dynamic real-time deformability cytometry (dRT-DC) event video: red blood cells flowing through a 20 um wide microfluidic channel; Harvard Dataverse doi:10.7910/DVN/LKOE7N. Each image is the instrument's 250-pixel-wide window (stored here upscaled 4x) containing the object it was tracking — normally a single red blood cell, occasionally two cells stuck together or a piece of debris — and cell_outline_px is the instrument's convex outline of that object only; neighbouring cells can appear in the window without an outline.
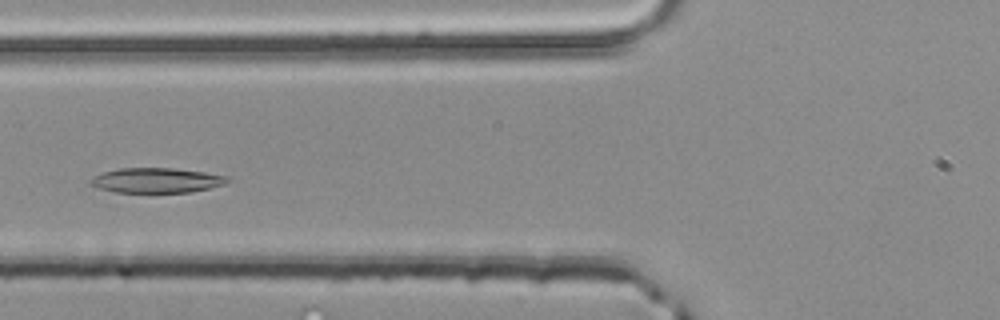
{"species": "common noctule bat (a hibernating species)", "species_latin": "Nyctalus noctula", "temperature_condition": "room temperature", "stored_images_in_passage": 3, "camera_frame_rate_fps": 3000, "um_per_image_px": 0.085, "animal": {"sex": "male", "body_mass_g": 20.4}, "frame": {"image": 1, "passage_image": 3, "time_ms": 0.667, "image_size_px": [1000, 320], "cell_outline_px": [[228, 180], [224, 184], [192, 192], [116, 192], [100, 188], [88, 184], [88, 180], [104, 172], [120, 168], [172, 168], [204, 172], [228, 176]], "centroid_in_image_um": [13.29, 15.33], "position_along_channel_um": 112.5, "area_um2": 19.65}}